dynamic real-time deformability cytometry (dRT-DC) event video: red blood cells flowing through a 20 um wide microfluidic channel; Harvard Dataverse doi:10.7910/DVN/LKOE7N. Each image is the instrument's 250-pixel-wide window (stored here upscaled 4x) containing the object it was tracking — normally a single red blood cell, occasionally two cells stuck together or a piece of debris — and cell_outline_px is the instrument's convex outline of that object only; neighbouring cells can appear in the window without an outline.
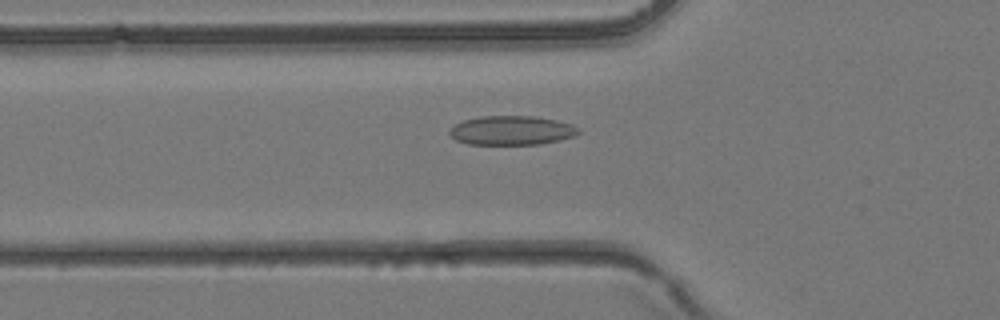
{"species": "common noctule bat (a hibernating species)", "species_latin": "Nyctalus noctula", "temperature_condition": "room temperature", "stored_images_in_passage": 39, "camera_frame_rate_fps": 3000, "um_per_image_px": 0.085, "animal": {"sex": "female", "body_mass_g": 24.6, "forearm_length_mm": 56.2}, "frame": {"image": 1, "passage_image": 14, "time_ms": 4.333, "image_size_px": [1000, 320], "cell_outline_px": [[580, 132], [576, 136], [560, 140], [540, 144], [468, 144], [456, 140], [448, 132], [456, 124], [464, 120], [480, 116], [532, 116], [556, 120], [572, 124], [580, 128]], "centroid_in_image_um": [43.53, 11.08], "position_along_channel_um": 82.3, "area_um2": 21.91}}
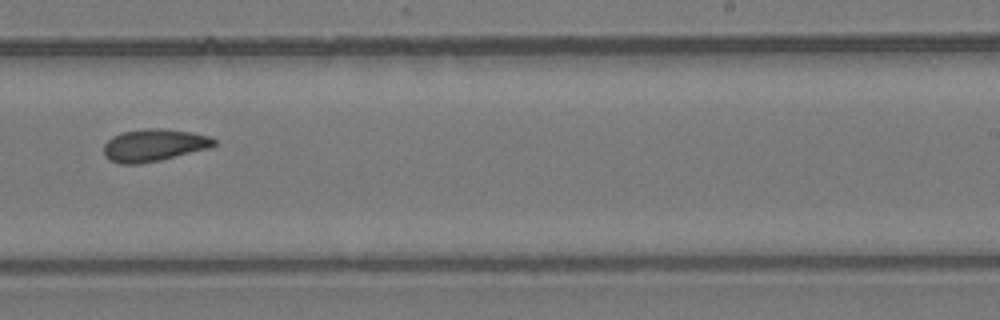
{"frame": {"image": 2, "passage_image": 25, "time_ms": 8.0, "image_size_px": [1000, 320], "cell_outline_px": [[216, 144], [208, 148], [160, 160], [136, 164], [120, 164], [108, 160], [104, 156], [104, 144], [112, 136], [120, 132], [144, 128], [160, 128], [192, 132], [212, 136], [216, 140]], "centroid_in_image_um": [13.06, 12.33], "position_along_channel_um": 275.9, "area_um2": 20.92}}
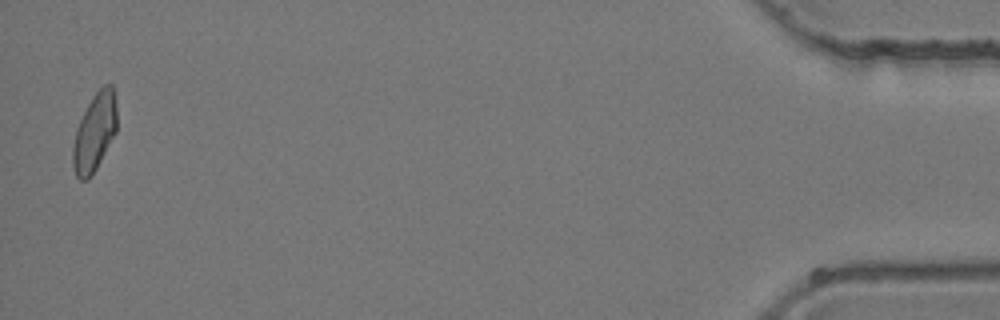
{"frame": {"image": 3, "passage_image": 39, "time_ms": 12.667, "image_size_px": [1000, 320], "cell_outline_px": [[116, 132], [96, 168], [88, 180], [80, 180], [76, 176], [72, 164], [72, 148], [76, 128], [92, 96], [104, 84], [112, 84], [116, 100]], "centroid_in_image_um": [8.03, 11.24], "position_along_channel_um": 427.2, "area_um2": 19.94}}